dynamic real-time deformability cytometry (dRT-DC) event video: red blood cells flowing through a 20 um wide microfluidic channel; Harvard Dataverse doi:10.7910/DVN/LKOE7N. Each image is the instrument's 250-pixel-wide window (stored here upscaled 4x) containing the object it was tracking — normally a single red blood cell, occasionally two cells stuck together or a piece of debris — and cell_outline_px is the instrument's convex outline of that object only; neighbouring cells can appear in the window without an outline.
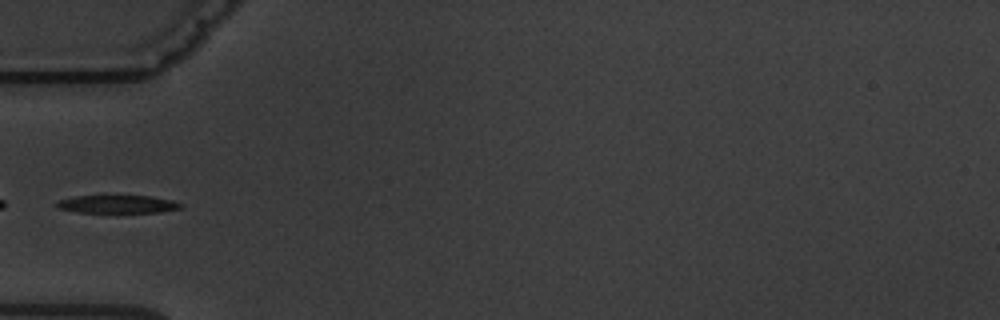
{"species": "common noctule bat (a hibernating species)", "species_latin": "Nyctalus noctula", "temperature_condition": "warm", "stored_images_in_passage": 10, "segment_of_instrument_passage": [2, 2], "camera_frame_rate_fps": 3000, "um_per_image_px": 0.085, "animal": {"sex": "male", "body_mass_g": 19.5, "forearm_length_mm": 54.6}, "frame": {"image": 1, "passage_image": 4, "time_ms": 4.333, "image_size_px": [1000, 320], "cell_outline_px": [[184, 208], [160, 212], [76, 212], [60, 208], [56, 204], [56, 200], [76, 196], [152, 196], [172, 200], [184, 204]], "centroid_in_image_um": [10.05, 17.35], "position_along_channel_um": 75.0, "area_um2": 12.95}}
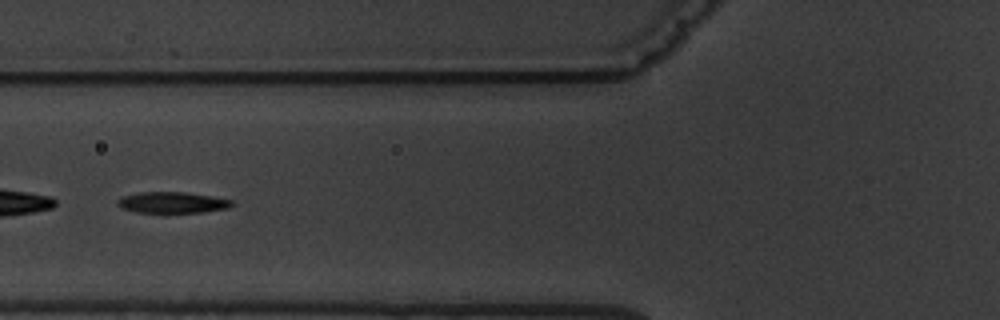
{"frame": {"image": 2, "passage_image": 5, "time_ms": 5.333, "image_size_px": [1000, 320], "cell_outline_px": [[236, 204], [228, 208], [204, 212], [136, 212], [120, 208], [116, 204], [116, 200], [124, 196], [140, 192], [184, 192], [212, 196], [232, 200]], "centroid_in_image_um": [14.65, 17.21], "position_along_channel_um": 111.1, "area_um2": 14.1}}